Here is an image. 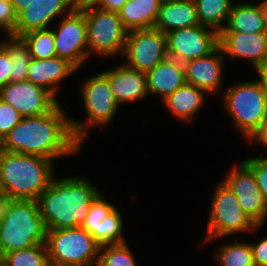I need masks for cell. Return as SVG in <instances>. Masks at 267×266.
<instances>
[{
	"mask_svg": "<svg viewBox=\"0 0 267 266\" xmlns=\"http://www.w3.org/2000/svg\"><path fill=\"white\" fill-rule=\"evenodd\" d=\"M80 146L60 103L44 115L22 117L0 141L1 150L50 160L79 153Z\"/></svg>",
	"mask_w": 267,
	"mask_h": 266,
	"instance_id": "6da1fadb",
	"label": "cell"
},
{
	"mask_svg": "<svg viewBox=\"0 0 267 266\" xmlns=\"http://www.w3.org/2000/svg\"><path fill=\"white\" fill-rule=\"evenodd\" d=\"M99 194V190L83 177L60 180L54 177L37 200L46 229L82 226L91 203Z\"/></svg>",
	"mask_w": 267,
	"mask_h": 266,
	"instance_id": "7a4b0ae2",
	"label": "cell"
},
{
	"mask_svg": "<svg viewBox=\"0 0 267 266\" xmlns=\"http://www.w3.org/2000/svg\"><path fill=\"white\" fill-rule=\"evenodd\" d=\"M52 160L0 149V198L38 200L54 178Z\"/></svg>",
	"mask_w": 267,
	"mask_h": 266,
	"instance_id": "3957f363",
	"label": "cell"
},
{
	"mask_svg": "<svg viewBox=\"0 0 267 266\" xmlns=\"http://www.w3.org/2000/svg\"><path fill=\"white\" fill-rule=\"evenodd\" d=\"M37 200L0 198V247L4 254L46 243Z\"/></svg>",
	"mask_w": 267,
	"mask_h": 266,
	"instance_id": "277c9868",
	"label": "cell"
},
{
	"mask_svg": "<svg viewBox=\"0 0 267 266\" xmlns=\"http://www.w3.org/2000/svg\"><path fill=\"white\" fill-rule=\"evenodd\" d=\"M223 100L233 122L244 136L252 139L267 123V95L259 80L238 83L226 89Z\"/></svg>",
	"mask_w": 267,
	"mask_h": 266,
	"instance_id": "5b68a950",
	"label": "cell"
},
{
	"mask_svg": "<svg viewBox=\"0 0 267 266\" xmlns=\"http://www.w3.org/2000/svg\"><path fill=\"white\" fill-rule=\"evenodd\" d=\"M46 246L50 266H87L99 260L100 245L81 226L47 230Z\"/></svg>",
	"mask_w": 267,
	"mask_h": 266,
	"instance_id": "8992f818",
	"label": "cell"
},
{
	"mask_svg": "<svg viewBox=\"0 0 267 266\" xmlns=\"http://www.w3.org/2000/svg\"><path fill=\"white\" fill-rule=\"evenodd\" d=\"M81 9L86 18L88 57L91 53L123 56L128 30L123 26L119 13L96 6Z\"/></svg>",
	"mask_w": 267,
	"mask_h": 266,
	"instance_id": "52a82bcc",
	"label": "cell"
},
{
	"mask_svg": "<svg viewBox=\"0 0 267 266\" xmlns=\"http://www.w3.org/2000/svg\"><path fill=\"white\" fill-rule=\"evenodd\" d=\"M214 193L207 224L206 243L215 238L253 231L261 227L257 226L244 212L236 195L223 181Z\"/></svg>",
	"mask_w": 267,
	"mask_h": 266,
	"instance_id": "ba28073f",
	"label": "cell"
},
{
	"mask_svg": "<svg viewBox=\"0 0 267 266\" xmlns=\"http://www.w3.org/2000/svg\"><path fill=\"white\" fill-rule=\"evenodd\" d=\"M80 92L88 119L86 123L70 119V123L74 137L82 144L89 132L86 126H101L110 123L115 117L119 104L114 98L108 79L102 73L89 77Z\"/></svg>",
	"mask_w": 267,
	"mask_h": 266,
	"instance_id": "9c48e42d",
	"label": "cell"
},
{
	"mask_svg": "<svg viewBox=\"0 0 267 266\" xmlns=\"http://www.w3.org/2000/svg\"><path fill=\"white\" fill-rule=\"evenodd\" d=\"M123 56L126 66L146 73L168 58L166 34L155 27L129 30Z\"/></svg>",
	"mask_w": 267,
	"mask_h": 266,
	"instance_id": "30bf717a",
	"label": "cell"
},
{
	"mask_svg": "<svg viewBox=\"0 0 267 266\" xmlns=\"http://www.w3.org/2000/svg\"><path fill=\"white\" fill-rule=\"evenodd\" d=\"M59 27L52 29L56 56L68 61L77 70L88 59V42L85 13L75 7L64 16Z\"/></svg>",
	"mask_w": 267,
	"mask_h": 266,
	"instance_id": "8fae6325",
	"label": "cell"
},
{
	"mask_svg": "<svg viewBox=\"0 0 267 266\" xmlns=\"http://www.w3.org/2000/svg\"><path fill=\"white\" fill-rule=\"evenodd\" d=\"M166 39L168 57L182 64L210 55L219 47V33L202 25L170 31Z\"/></svg>",
	"mask_w": 267,
	"mask_h": 266,
	"instance_id": "7c38bea8",
	"label": "cell"
},
{
	"mask_svg": "<svg viewBox=\"0 0 267 266\" xmlns=\"http://www.w3.org/2000/svg\"><path fill=\"white\" fill-rule=\"evenodd\" d=\"M223 182L236 195L237 201L250 219L257 226H262L267 218V206L253 171L241 162L232 167Z\"/></svg>",
	"mask_w": 267,
	"mask_h": 266,
	"instance_id": "4fadbf2b",
	"label": "cell"
},
{
	"mask_svg": "<svg viewBox=\"0 0 267 266\" xmlns=\"http://www.w3.org/2000/svg\"><path fill=\"white\" fill-rule=\"evenodd\" d=\"M0 99L18 110L22 117L44 115L58 104L50 92L28 80L9 82L0 89Z\"/></svg>",
	"mask_w": 267,
	"mask_h": 266,
	"instance_id": "5bb4252c",
	"label": "cell"
},
{
	"mask_svg": "<svg viewBox=\"0 0 267 266\" xmlns=\"http://www.w3.org/2000/svg\"><path fill=\"white\" fill-rule=\"evenodd\" d=\"M76 7L75 0H33L17 15L15 30L11 35L21 36L35 30L49 28L58 16L64 17Z\"/></svg>",
	"mask_w": 267,
	"mask_h": 266,
	"instance_id": "9a60e30c",
	"label": "cell"
},
{
	"mask_svg": "<svg viewBox=\"0 0 267 266\" xmlns=\"http://www.w3.org/2000/svg\"><path fill=\"white\" fill-rule=\"evenodd\" d=\"M219 47L232 58L249 60L255 70L267 62V33L220 32Z\"/></svg>",
	"mask_w": 267,
	"mask_h": 266,
	"instance_id": "2e32d148",
	"label": "cell"
},
{
	"mask_svg": "<svg viewBox=\"0 0 267 266\" xmlns=\"http://www.w3.org/2000/svg\"><path fill=\"white\" fill-rule=\"evenodd\" d=\"M223 56L222 49L218 47L210 55L184 63L186 83L206 93L218 91L222 81Z\"/></svg>",
	"mask_w": 267,
	"mask_h": 266,
	"instance_id": "e0dca14e",
	"label": "cell"
},
{
	"mask_svg": "<svg viewBox=\"0 0 267 266\" xmlns=\"http://www.w3.org/2000/svg\"><path fill=\"white\" fill-rule=\"evenodd\" d=\"M102 74L108 79L114 98L119 105L143 99L148 94L145 72L132 69L122 63Z\"/></svg>",
	"mask_w": 267,
	"mask_h": 266,
	"instance_id": "ac0fdd59",
	"label": "cell"
},
{
	"mask_svg": "<svg viewBox=\"0 0 267 266\" xmlns=\"http://www.w3.org/2000/svg\"><path fill=\"white\" fill-rule=\"evenodd\" d=\"M75 70L76 68L72 64L58 56L48 59L32 58L26 80L45 88L56 98L57 84Z\"/></svg>",
	"mask_w": 267,
	"mask_h": 266,
	"instance_id": "d6986e66",
	"label": "cell"
},
{
	"mask_svg": "<svg viewBox=\"0 0 267 266\" xmlns=\"http://www.w3.org/2000/svg\"><path fill=\"white\" fill-rule=\"evenodd\" d=\"M145 74L148 94L159 95L162 99L186 84L184 64L169 57Z\"/></svg>",
	"mask_w": 267,
	"mask_h": 266,
	"instance_id": "ffe728a7",
	"label": "cell"
},
{
	"mask_svg": "<svg viewBox=\"0 0 267 266\" xmlns=\"http://www.w3.org/2000/svg\"><path fill=\"white\" fill-rule=\"evenodd\" d=\"M200 25L193 0L162 2L155 28L167 34L170 31Z\"/></svg>",
	"mask_w": 267,
	"mask_h": 266,
	"instance_id": "44dd1931",
	"label": "cell"
},
{
	"mask_svg": "<svg viewBox=\"0 0 267 266\" xmlns=\"http://www.w3.org/2000/svg\"><path fill=\"white\" fill-rule=\"evenodd\" d=\"M161 0H128L118 12L123 26L129 31L155 27Z\"/></svg>",
	"mask_w": 267,
	"mask_h": 266,
	"instance_id": "7402d4cb",
	"label": "cell"
},
{
	"mask_svg": "<svg viewBox=\"0 0 267 266\" xmlns=\"http://www.w3.org/2000/svg\"><path fill=\"white\" fill-rule=\"evenodd\" d=\"M205 93V91L186 83L163 99V103L174 117L191 122L205 100V95H207Z\"/></svg>",
	"mask_w": 267,
	"mask_h": 266,
	"instance_id": "603a6c76",
	"label": "cell"
},
{
	"mask_svg": "<svg viewBox=\"0 0 267 266\" xmlns=\"http://www.w3.org/2000/svg\"><path fill=\"white\" fill-rule=\"evenodd\" d=\"M221 32H265L259 6L251 3L233 4L225 28Z\"/></svg>",
	"mask_w": 267,
	"mask_h": 266,
	"instance_id": "cb8c5ba5",
	"label": "cell"
},
{
	"mask_svg": "<svg viewBox=\"0 0 267 266\" xmlns=\"http://www.w3.org/2000/svg\"><path fill=\"white\" fill-rule=\"evenodd\" d=\"M200 25L220 33L227 23L233 7L232 0H193ZM225 23V25L221 23Z\"/></svg>",
	"mask_w": 267,
	"mask_h": 266,
	"instance_id": "d4e9b609",
	"label": "cell"
},
{
	"mask_svg": "<svg viewBox=\"0 0 267 266\" xmlns=\"http://www.w3.org/2000/svg\"><path fill=\"white\" fill-rule=\"evenodd\" d=\"M8 42L2 45L10 55L12 69L10 71V82L25 81L27 79L28 67L32 60L28 44L21 36L8 35Z\"/></svg>",
	"mask_w": 267,
	"mask_h": 266,
	"instance_id": "484cf974",
	"label": "cell"
},
{
	"mask_svg": "<svg viewBox=\"0 0 267 266\" xmlns=\"http://www.w3.org/2000/svg\"><path fill=\"white\" fill-rule=\"evenodd\" d=\"M123 220L119 210L115 207L107 216L100 221L98 230L91 235L100 245H113L126 243L122 237Z\"/></svg>",
	"mask_w": 267,
	"mask_h": 266,
	"instance_id": "4316f807",
	"label": "cell"
},
{
	"mask_svg": "<svg viewBox=\"0 0 267 266\" xmlns=\"http://www.w3.org/2000/svg\"><path fill=\"white\" fill-rule=\"evenodd\" d=\"M21 37L28 44L32 58L48 59L56 56L54 34L51 28L24 33Z\"/></svg>",
	"mask_w": 267,
	"mask_h": 266,
	"instance_id": "83f0119b",
	"label": "cell"
},
{
	"mask_svg": "<svg viewBox=\"0 0 267 266\" xmlns=\"http://www.w3.org/2000/svg\"><path fill=\"white\" fill-rule=\"evenodd\" d=\"M5 266H50L46 243L4 254Z\"/></svg>",
	"mask_w": 267,
	"mask_h": 266,
	"instance_id": "f1b7e54d",
	"label": "cell"
},
{
	"mask_svg": "<svg viewBox=\"0 0 267 266\" xmlns=\"http://www.w3.org/2000/svg\"><path fill=\"white\" fill-rule=\"evenodd\" d=\"M216 257L220 266H255L251 243H230L220 246Z\"/></svg>",
	"mask_w": 267,
	"mask_h": 266,
	"instance_id": "f546056e",
	"label": "cell"
},
{
	"mask_svg": "<svg viewBox=\"0 0 267 266\" xmlns=\"http://www.w3.org/2000/svg\"><path fill=\"white\" fill-rule=\"evenodd\" d=\"M99 266H137L127 243L100 246Z\"/></svg>",
	"mask_w": 267,
	"mask_h": 266,
	"instance_id": "4dcf8cb0",
	"label": "cell"
},
{
	"mask_svg": "<svg viewBox=\"0 0 267 266\" xmlns=\"http://www.w3.org/2000/svg\"><path fill=\"white\" fill-rule=\"evenodd\" d=\"M115 207L103 199L101 193L91 203L88 215L82 224V228L89 234L98 230L100 221L103 220Z\"/></svg>",
	"mask_w": 267,
	"mask_h": 266,
	"instance_id": "1f68e13d",
	"label": "cell"
},
{
	"mask_svg": "<svg viewBox=\"0 0 267 266\" xmlns=\"http://www.w3.org/2000/svg\"><path fill=\"white\" fill-rule=\"evenodd\" d=\"M243 162L253 171L267 206V158L255 157L246 159Z\"/></svg>",
	"mask_w": 267,
	"mask_h": 266,
	"instance_id": "d6a6232c",
	"label": "cell"
},
{
	"mask_svg": "<svg viewBox=\"0 0 267 266\" xmlns=\"http://www.w3.org/2000/svg\"><path fill=\"white\" fill-rule=\"evenodd\" d=\"M21 119L18 110L0 99V141Z\"/></svg>",
	"mask_w": 267,
	"mask_h": 266,
	"instance_id": "836d02e7",
	"label": "cell"
},
{
	"mask_svg": "<svg viewBox=\"0 0 267 266\" xmlns=\"http://www.w3.org/2000/svg\"><path fill=\"white\" fill-rule=\"evenodd\" d=\"M17 14L11 0H0V27L11 35L15 30Z\"/></svg>",
	"mask_w": 267,
	"mask_h": 266,
	"instance_id": "e575fe53",
	"label": "cell"
},
{
	"mask_svg": "<svg viewBox=\"0 0 267 266\" xmlns=\"http://www.w3.org/2000/svg\"><path fill=\"white\" fill-rule=\"evenodd\" d=\"M12 61L7 50L0 45V89L10 82Z\"/></svg>",
	"mask_w": 267,
	"mask_h": 266,
	"instance_id": "d590c367",
	"label": "cell"
},
{
	"mask_svg": "<svg viewBox=\"0 0 267 266\" xmlns=\"http://www.w3.org/2000/svg\"><path fill=\"white\" fill-rule=\"evenodd\" d=\"M255 266H267V237L259 243H251Z\"/></svg>",
	"mask_w": 267,
	"mask_h": 266,
	"instance_id": "8d00e7d4",
	"label": "cell"
},
{
	"mask_svg": "<svg viewBox=\"0 0 267 266\" xmlns=\"http://www.w3.org/2000/svg\"><path fill=\"white\" fill-rule=\"evenodd\" d=\"M128 0H100L95 6L111 12H119Z\"/></svg>",
	"mask_w": 267,
	"mask_h": 266,
	"instance_id": "74e56055",
	"label": "cell"
},
{
	"mask_svg": "<svg viewBox=\"0 0 267 266\" xmlns=\"http://www.w3.org/2000/svg\"><path fill=\"white\" fill-rule=\"evenodd\" d=\"M259 74V82L267 95V62L256 69Z\"/></svg>",
	"mask_w": 267,
	"mask_h": 266,
	"instance_id": "f35d334b",
	"label": "cell"
},
{
	"mask_svg": "<svg viewBox=\"0 0 267 266\" xmlns=\"http://www.w3.org/2000/svg\"><path fill=\"white\" fill-rule=\"evenodd\" d=\"M33 0H11L14 10L18 15L23 9H25L29 3Z\"/></svg>",
	"mask_w": 267,
	"mask_h": 266,
	"instance_id": "ab89813d",
	"label": "cell"
},
{
	"mask_svg": "<svg viewBox=\"0 0 267 266\" xmlns=\"http://www.w3.org/2000/svg\"><path fill=\"white\" fill-rule=\"evenodd\" d=\"M253 140L258 141L259 143L267 147V123L263 126L262 130L252 139V141Z\"/></svg>",
	"mask_w": 267,
	"mask_h": 266,
	"instance_id": "60d3db41",
	"label": "cell"
},
{
	"mask_svg": "<svg viewBox=\"0 0 267 266\" xmlns=\"http://www.w3.org/2000/svg\"><path fill=\"white\" fill-rule=\"evenodd\" d=\"M258 6L264 21L265 32L267 33V0H263Z\"/></svg>",
	"mask_w": 267,
	"mask_h": 266,
	"instance_id": "b9f144b4",
	"label": "cell"
},
{
	"mask_svg": "<svg viewBox=\"0 0 267 266\" xmlns=\"http://www.w3.org/2000/svg\"><path fill=\"white\" fill-rule=\"evenodd\" d=\"M100 0H75L76 7L86 8L89 6H95Z\"/></svg>",
	"mask_w": 267,
	"mask_h": 266,
	"instance_id": "7bdbcfd3",
	"label": "cell"
},
{
	"mask_svg": "<svg viewBox=\"0 0 267 266\" xmlns=\"http://www.w3.org/2000/svg\"><path fill=\"white\" fill-rule=\"evenodd\" d=\"M4 262V253L2 252V249L0 247V264Z\"/></svg>",
	"mask_w": 267,
	"mask_h": 266,
	"instance_id": "ee69618b",
	"label": "cell"
},
{
	"mask_svg": "<svg viewBox=\"0 0 267 266\" xmlns=\"http://www.w3.org/2000/svg\"><path fill=\"white\" fill-rule=\"evenodd\" d=\"M87 266H99V265H98V263H96V265H95V264H93V265H87Z\"/></svg>",
	"mask_w": 267,
	"mask_h": 266,
	"instance_id": "f6af8a7d",
	"label": "cell"
},
{
	"mask_svg": "<svg viewBox=\"0 0 267 266\" xmlns=\"http://www.w3.org/2000/svg\"><path fill=\"white\" fill-rule=\"evenodd\" d=\"M162 2L172 1V0H161Z\"/></svg>",
	"mask_w": 267,
	"mask_h": 266,
	"instance_id": "bcb514c9",
	"label": "cell"
}]
</instances>
